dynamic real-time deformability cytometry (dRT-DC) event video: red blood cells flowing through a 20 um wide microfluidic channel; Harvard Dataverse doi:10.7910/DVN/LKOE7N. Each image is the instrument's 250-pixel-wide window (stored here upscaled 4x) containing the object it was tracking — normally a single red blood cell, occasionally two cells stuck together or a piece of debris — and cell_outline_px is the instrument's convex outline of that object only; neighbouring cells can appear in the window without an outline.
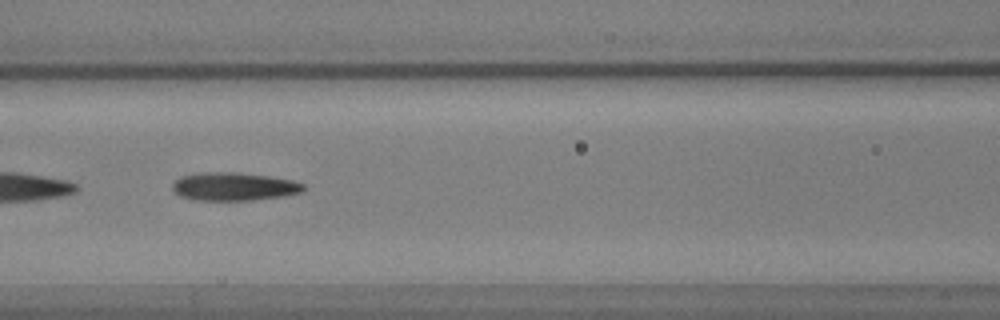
{"species": "common noctule bat (a hibernating species)", "species_latin": "Nyctalus noctula", "temperature_condition": "warm", "stored_images_in_passage": 58, "camera_frame_rate_fps": 3000, "um_per_image_px": 0.085, "animal": {"sex": "male", "body_mass_g": 17.9, "forearm_length_mm": 54.2}, "frame": {"image": 1, "passage_image": 25, "time_ms": 8.0, "image_size_px": [1000, 320], "cell_outline_px": [[304, 188], [300, 192], [284, 196], [252, 200], [192, 200], [180, 196], [172, 188], [172, 184], [180, 176], [200, 172], [236, 172], [268, 176], [292, 180], [304, 184]], "centroid_in_image_um": [19.85, 15.85], "position_along_channel_um": 146.8, "area_um2": 21.5}}
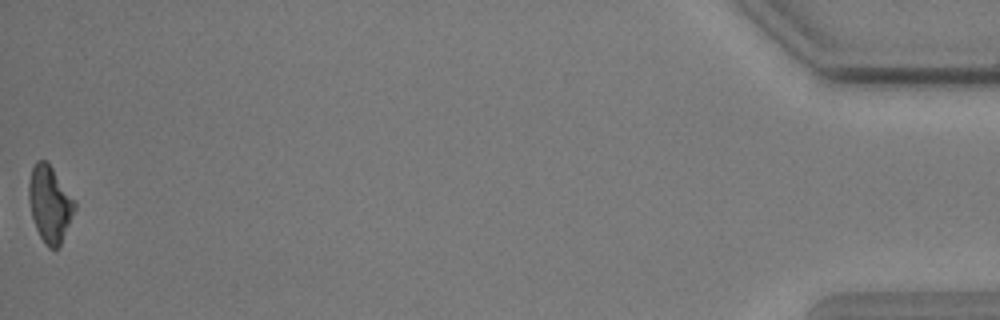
{"frame": {"image": 2, "passage_image": 58, "time_ms": 19.0, "image_size_px": [1000, 320], "cell_outline_px": [[76, 208], [60, 248], [48, 248], [44, 244], [36, 228], [32, 216], [28, 200], [28, 184], [32, 168], [36, 160], [44, 160], [52, 168], [76, 204]], "centroid_in_image_um": [4.22, 17.39], "position_along_channel_um": 431.0, "area_um2": 20.23}}